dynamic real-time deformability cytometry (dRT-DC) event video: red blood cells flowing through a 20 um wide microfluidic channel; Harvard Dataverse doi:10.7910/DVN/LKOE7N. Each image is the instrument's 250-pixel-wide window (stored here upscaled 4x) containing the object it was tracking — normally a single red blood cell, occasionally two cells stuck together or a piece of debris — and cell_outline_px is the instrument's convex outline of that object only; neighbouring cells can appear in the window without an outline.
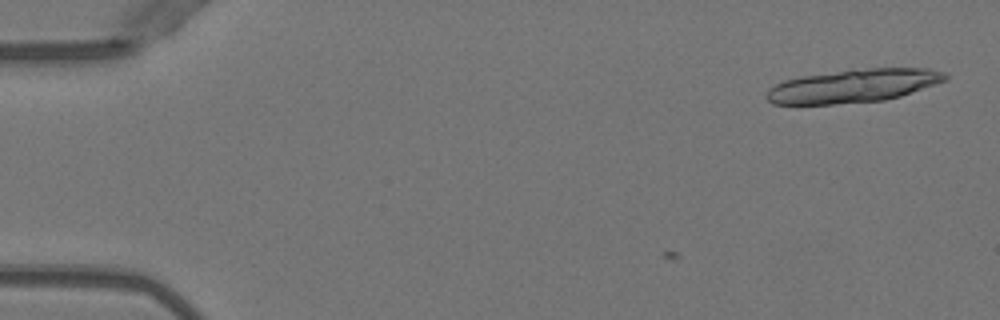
{"species": "Egyptian fruit bat (a non-hibernating species)", "species_latin": "Rousettus aegyptiacus", "temperature_condition": "warm", "stored_images_in_passage": 2, "camera_frame_rate_fps": 3000, "um_per_image_px": 0.085, "animal": {"sex": "female"}, "frame": {"image": 1, "passage_image": 2, "time_ms": 0.333, "image_size_px": [1000, 320], "cell_outline_px": [[948, 80], [900, 96], [884, 100], [836, 104], [772, 104], [764, 96], [768, 88], [784, 80], [800, 76], [868, 68], [928, 68], [944, 72], [948, 76]], "centroid_in_image_um": [72.53, 7.3], "position_along_channel_um": 12.5, "area_um2": 34.62}}